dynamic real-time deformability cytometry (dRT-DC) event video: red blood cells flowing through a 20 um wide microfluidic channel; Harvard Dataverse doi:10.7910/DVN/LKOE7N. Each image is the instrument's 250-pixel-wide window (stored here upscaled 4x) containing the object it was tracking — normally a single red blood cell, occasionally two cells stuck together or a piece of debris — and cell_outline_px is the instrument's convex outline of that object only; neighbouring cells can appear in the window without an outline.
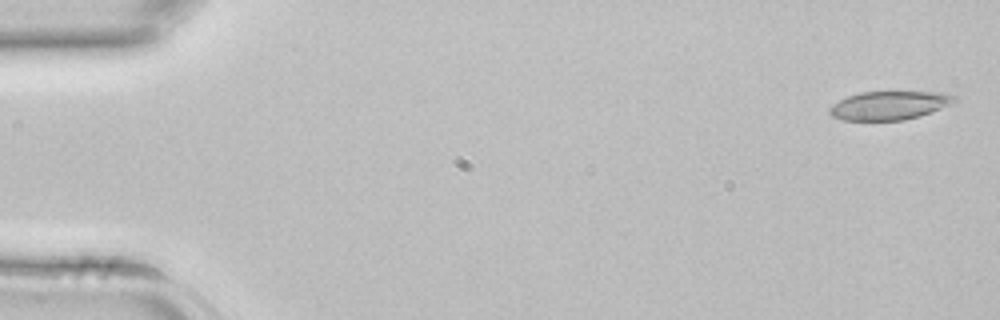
{"species": "common noctule bat (a hibernating species)", "species_latin": "Nyctalus noctula", "temperature_condition": "room temperature", "stored_images_in_passage": 43, "camera_frame_rate_fps": 3000, "um_per_image_px": 0.085, "animal": {"sex": "female", "body_mass_g": 22.7, "forearm_length_mm": 54.2}, "frame": {"image": 1, "passage_image": 1, "time_ms": 0.0, "image_size_px": [1000, 320], "cell_outline_px": [[956, 100], [940, 108], [920, 116], [904, 120], [844, 120], [832, 116], [828, 112], [828, 108], [832, 104], [848, 96], [860, 92], [940, 92], [956, 96]], "centroid_in_image_um": [75.54, 8.96], "position_along_channel_um": 9.5, "area_um2": 20.58}}
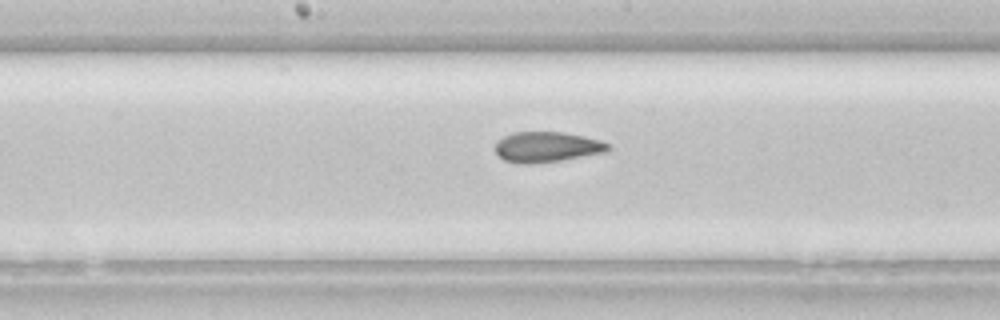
{"frame": {"image": 2, "passage_image": 22, "time_ms": 7.0, "image_size_px": [1000, 320], "cell_outline_px": [[612, 148], [608, 152], [560, 160], [532, 164], [520, 164], [504, 160], [496, 152], [496, 140], [512, 132], [564, 132], [584, 136], [600, 140], [612, 144]], "centroid_in_image_um": [46.52, 12.49], "position_along_channel_um": 201.7, "area_um2": 20.23}}
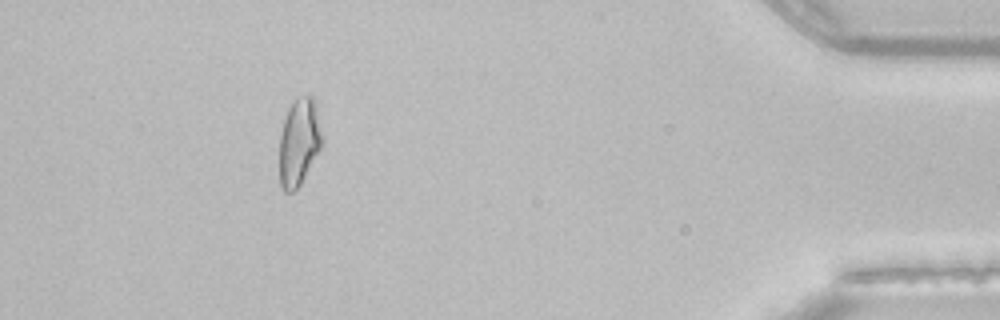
{"frame": {"image": 3, "passage_image": 39, "time_ms": 12.667, "image_size_px": [1000, 320], "cell_outline_px": [[324, 144], [300, 184], [292, 192], [284, 192], [280, 184], [280, 136], [284, 120], [288, 108], [296, 96], [312, 92], [316, 104], [324, 140]], "centroid_in_image_um": [25.46, 12.0], "position_along_channel_um": 409.7, "area_um2": 22.2}}